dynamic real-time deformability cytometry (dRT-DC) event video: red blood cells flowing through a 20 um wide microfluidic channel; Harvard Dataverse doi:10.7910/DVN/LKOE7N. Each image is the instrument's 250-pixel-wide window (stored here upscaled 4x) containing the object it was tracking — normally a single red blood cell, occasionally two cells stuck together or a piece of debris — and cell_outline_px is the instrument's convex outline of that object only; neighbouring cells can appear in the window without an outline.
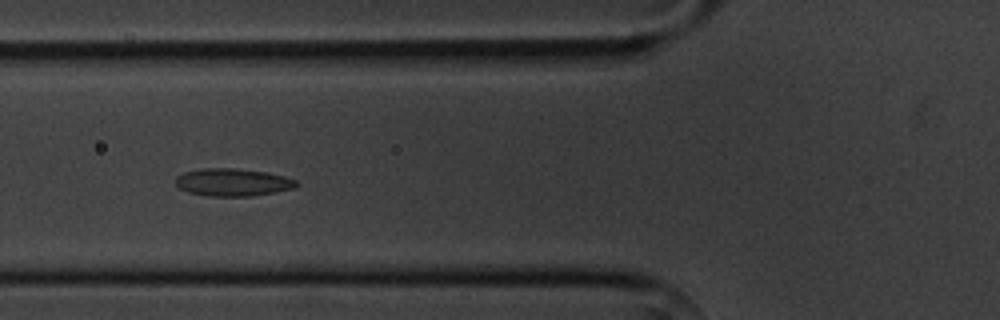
{"species": "common noctule bat (a hibernating species)", "species_latin": "Nyctalus noctula", "temperature_condition": "cold", "stored_images_in_passage": 8, "camera_frame_rate_fps": 3000, "um_per_image_px": 0.085, "animal": {"sex": "male", "body_mass_g": 20.1, "forearm_length_mm": 53.5}, "frame": {"image": 1, "passage_image": 6, "time_ms": 6.333, "image_size_px": [1000, 320], "cell_outline_px": [[300, 184], [292, 188], [252, 196], [208, 196], [188, 192], [180, 188], [176, 184], [176, 176], [184, 172], [204, 168], [232, 168], [264, 172], [284, 176], [296, 180]], "centroid_in_image_um": [19.76, 15.49], "position_along_channel_um": 106.0, "area_um2": 19.19}}
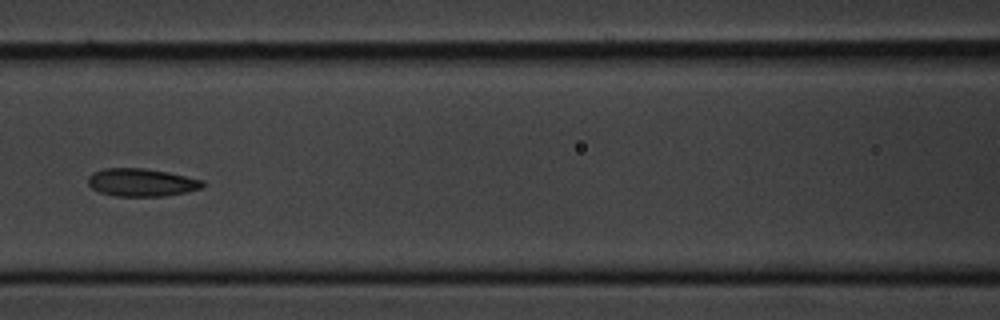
{"frame": {"image": 2, "passage_image": 7, "time_ms": 7.667, "image_size_px": [1000, 320], "cell_outline_px": [[204, 188], [164, 196], [116, 196], [100, 192], [92, 188], [88, 184], [88, 176], [92, 172], [104, 168], [144, 168], [168, 172], [204, 180]], "centroid_in_image_um": [12.03, 15.5], "position_along_channel_um": 154.6, "area_um2": 18.67}}
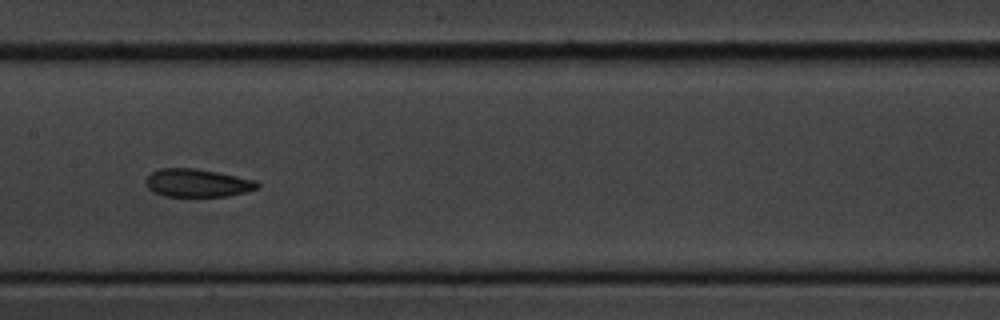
{"frame": {"image": 3, "passage_image": 8, "time_ms": 8.667, "image_size_px": [1000, 320], "cell_outline_px": [[260, 188], [228, 196], [164, 196], [152, 192], [148, 188], [144, 180], [152, 172], [160, 168], [196, 168], [256, 180], [260, 184]], "centroid_in_image_um": [16.76, 15.55], "position_along_channel_um": 190.6, "area_um2": 18.26}}